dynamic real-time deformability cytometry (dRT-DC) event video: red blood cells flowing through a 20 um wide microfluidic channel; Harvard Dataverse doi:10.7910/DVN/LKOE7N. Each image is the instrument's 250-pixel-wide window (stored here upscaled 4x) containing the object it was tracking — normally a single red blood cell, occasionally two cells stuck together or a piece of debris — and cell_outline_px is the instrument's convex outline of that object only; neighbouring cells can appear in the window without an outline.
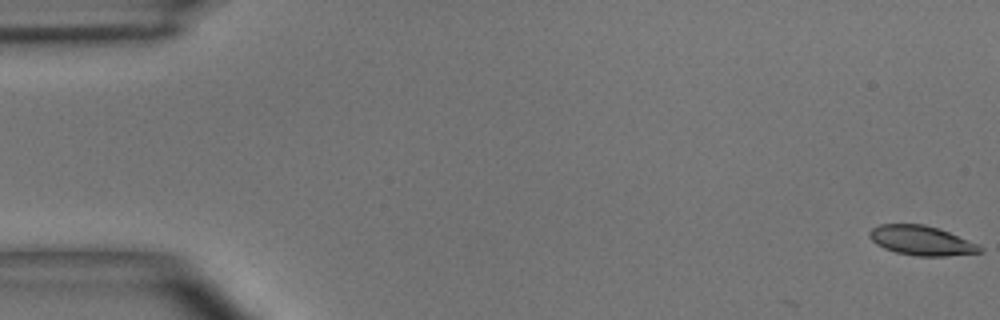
{"species": "common noctule bat (a hibernating species)", "species_latin": "Nyctalus noctula", "temperature_condition": "room temperature", "stored_images_in_passage": 6, "camera_frame_rate_fps": 3000, "um_per_image_px": 0.085, "animal": {"sex": "male", "body_mass_g": 15.6}, "frame": {"image": 1, "passage_image": 1, "time_ms": 0.0, "image_size_px": [1000, 320], "cell_outline_px": [[984, 252], [948, 256], [916, 256], [896, 252], [884, 248], [876, 244], [868, 236], [868, 232], [872, 228], [880, 224], [924, 224], [940, 228], [980, 244], [984, 248]], "centroid_in_image_um": [78.37, 20.44], "position_along_channel_um": 6.6, "area_um2": 19.36}}